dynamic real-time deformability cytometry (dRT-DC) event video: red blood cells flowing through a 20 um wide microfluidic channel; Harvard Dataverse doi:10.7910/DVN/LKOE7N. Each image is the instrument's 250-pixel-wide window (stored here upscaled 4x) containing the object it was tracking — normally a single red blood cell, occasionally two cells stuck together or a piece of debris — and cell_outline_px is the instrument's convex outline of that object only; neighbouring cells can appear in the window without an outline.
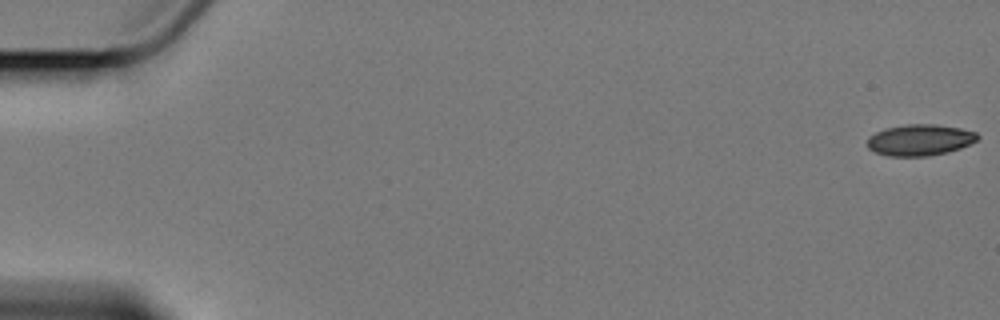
{"species": "Egyptian fruit bat (a non-hibernating species)", "species_latin": "Rousettus aegyptiacus", "temperature_condition": "cold", "stored_images_in_passage": 5, "camera_frame_rate_fps": 3000, "um_per_image_px": 0.085, "animal": {"sex": "female"}, "frame": {"image": 1, "passage_image": 1, "time_ms": 0.0, "image_size_px": [1000, 320], "cell_outline_px": [[980, 136], [976, 140], [960, 148], [928, 156], [888, 156], [876, 152], [868, 148], [868, 140], [876, 132], [888, 128], [908, 124], [936, 124], [960, 128], [976, 132]], "centroid_in_image_um": [78.21, 11.89], "position_along_channel_um": 6.8, "area_um2": 19.71}}
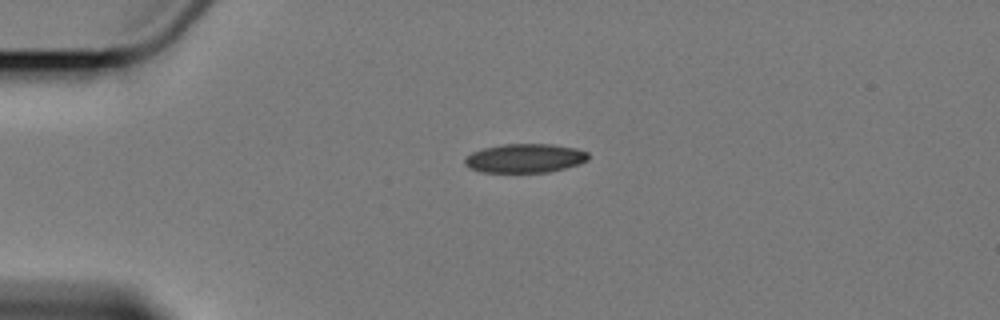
{"frame": {"image": 2, "passage_image": 5, "time_ms": 4.667, "image_size_px": [1000, 320], "cell_outline_px": [[588, 160], [580, 164], [548, 172], [480, 172], [468, 168], [464, 164], [464, 160], [472, 152], [484, 148], [504, 144], [552, 144], [576, 148], [588, 152]], "centroid_in_image_um": [44.62, 13.45], "position_along_channel_um": 40.4, "area_um2": 20.87}}